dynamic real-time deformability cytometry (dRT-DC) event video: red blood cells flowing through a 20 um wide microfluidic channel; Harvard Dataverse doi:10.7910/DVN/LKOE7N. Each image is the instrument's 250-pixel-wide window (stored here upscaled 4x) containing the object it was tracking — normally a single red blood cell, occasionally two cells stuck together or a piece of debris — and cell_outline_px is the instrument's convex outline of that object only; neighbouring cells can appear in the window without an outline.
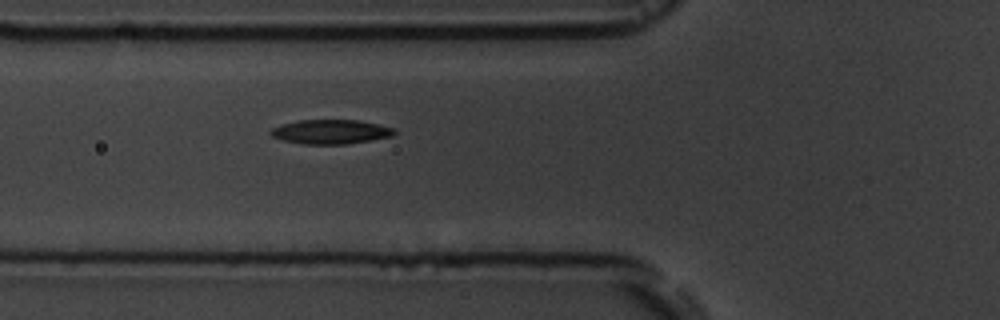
{"species": "common noctule bat (a hibernating species)", "species_latin": "Nyctalus noctula", "temperature_condition": "room temperature", "stored_images_in_passage": 6, "camera_frame_rate_fps": 3000, "um_per_image_px": 0.085, "animal": {"sex": "male", "body_mass_g": 19.5, "forearm_length_mm": 54.6}, "frame": {"image": 1, "passage_image": 6, "time_ms": 5.667, "image_size_px": [1000, 320], "cell_outline_px": [[396, 132], [392, 136], [348, 144], [304, 144], [284, 140], [272, 136], [268, 132], [272, 128], [280, 124], [300, 120], [360, 120], [396, 128]], "centroid_in_image_um": [28.12, 11.19], "position_along_channel_um": 97.7, "area_um2": 17.57}}